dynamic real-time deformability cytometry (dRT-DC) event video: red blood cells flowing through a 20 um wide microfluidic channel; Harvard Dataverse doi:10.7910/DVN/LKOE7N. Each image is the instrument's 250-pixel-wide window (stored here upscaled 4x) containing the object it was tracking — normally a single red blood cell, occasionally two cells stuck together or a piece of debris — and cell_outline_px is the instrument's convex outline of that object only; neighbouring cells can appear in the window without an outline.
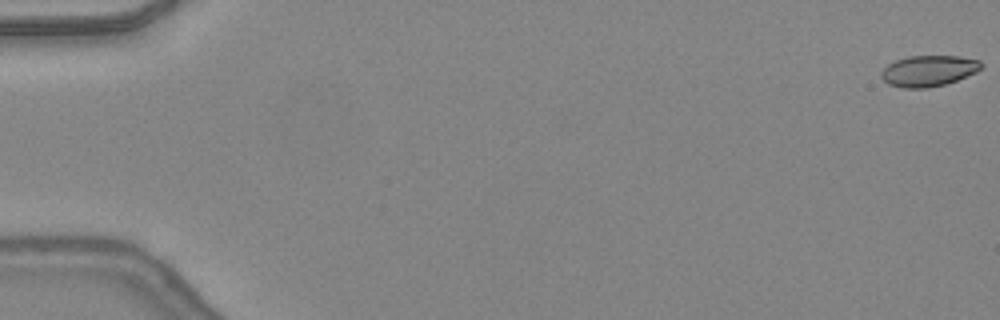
{"species": "common noctule bat (a hibernating species)", "species_latin": "Nyctalus noctula", "temperature_condition": "warm", "stored_images_in_passage": 48, "camera_frame_rate_fps": 3000, "um_per_image_px": 0.085, "animal": {"sex": "female", "body_mass_g": 24.6, "forearm_length_mm": 56.2}, "frame": {"image": 1, "passage_image": 1, "time_ms": 0.0, "image_size_px": [1000, 320], "cell_outline_px": [[984, 68], [976, 72], [956, 80], [944, 84], [924, 88], [904, 88], [888, 84], [880, 76], [880, 72], [888, 64], [896, 60], [908, 56], [960, 56], [980, 60], [984, 64]], "centroid_in_image_um": [78.95, 6.01], "position_along_channel_um": 6.1, "area_um2": 18.09}}
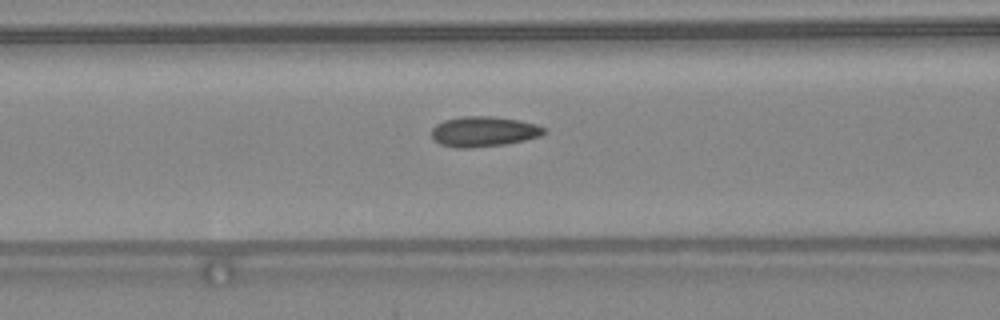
{"frame": {"image": 2, "passage_image": 21, "time_ms": 6.667, "image_size_px": [1000, 320], "cell_outline_px": [[548, 132], [540, 136], [524, 140], [504, 144], [468, 148], [456, 148], [440, 144], [432, 136], [432, 128], [436, 124], [444, 120], [464, 116], [492, 116], [520, 120], [536, 124], [544, 128]], "centroid_in_image_um": [41.12, 11.17], "position_along_channel_um": 125.5, "area_um2": 19.77}}
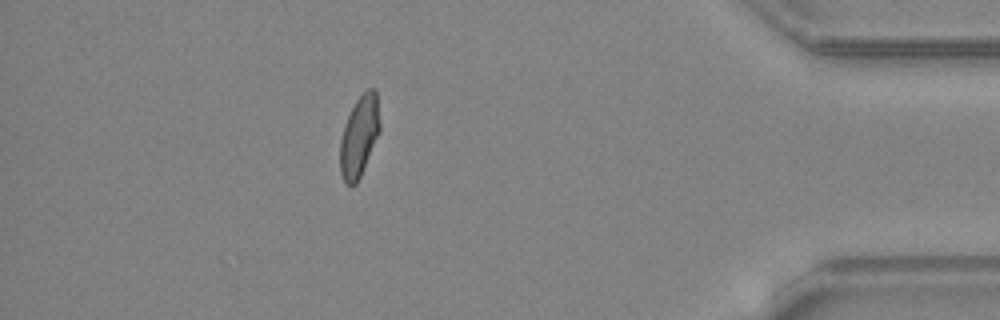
{"frame": {"image": 3, "passage_image": 43, "time_ms": 14.0, "image_size_px": [1000, 320], "cell_outline_px": [[380, 132], [360, 176], [356, 184], [344, 184], [340, 172], [340, 140], [344, 124], [356, 100], [368, 88], [376, 88], [380, 124]], "centroid_in_image_um": [30.53, 11.57], "position_along_channel_um": 404.7, "area_um2": 18.73}, "authors_computed_cell_mechanics": {"area_um2": 18.8717, "velocity_mm_per_s": 4.4107, "shape_relaxation_time_tau1_ms": null, "shape_relaxation_time_tau2_ms": 0.9612, "deformation_change_tau1": null, "deformation_change_tau2": 0.0667}}